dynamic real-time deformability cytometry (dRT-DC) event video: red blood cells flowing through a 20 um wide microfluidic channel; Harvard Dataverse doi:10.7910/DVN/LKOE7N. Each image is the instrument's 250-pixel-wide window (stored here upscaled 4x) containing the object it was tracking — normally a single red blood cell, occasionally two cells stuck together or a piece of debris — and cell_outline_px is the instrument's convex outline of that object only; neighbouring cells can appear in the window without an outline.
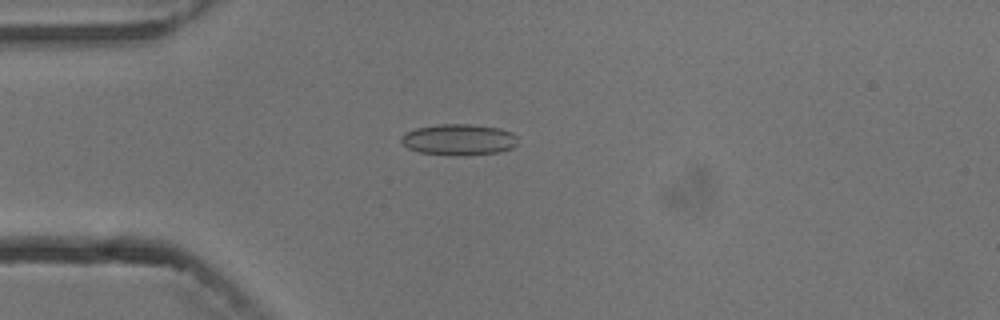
{"species": "common noctule bat (a hibernating species)", "species_latin": "Nyctalus noctula", "temperature_condition": "cold", "stored_images_in_passage": 3, "camera_frame_rate_fps": 3000, "um_per_image_px": 0.085, "animal": {"sex": "male", "body_mass_g": 13.3}, "frame": {"image": 1, "passage_image": 2, "time_ms": 1.333, "image_size_px": [1000, 320], "cell_outline_px": [[516, 144], [512, 148], [500, 152], [420, 152], [408, 148], [400, 140], [400, 136], [404, 132], [416, 128], [436, 124], [472, 124], [500, 128], [512, 132], [516, 136]], "centroid_in_image_um": [38.98, 11.79], "position_along_channel_um": 46.0, "area_um2": 20.17}}